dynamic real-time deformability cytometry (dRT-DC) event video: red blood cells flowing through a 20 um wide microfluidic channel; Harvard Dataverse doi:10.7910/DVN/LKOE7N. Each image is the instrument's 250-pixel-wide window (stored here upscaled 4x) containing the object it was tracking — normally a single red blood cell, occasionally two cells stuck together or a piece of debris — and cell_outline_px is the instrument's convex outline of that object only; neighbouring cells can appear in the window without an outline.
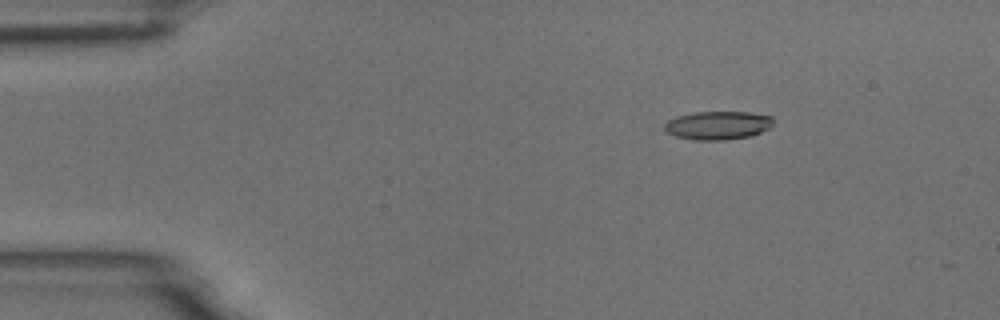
{"species": "common noctule bat (a hibernating species)", "species_latin": "Nyctalus noctula", "temperature_condition": "room temperature", "stored_images_in_passage": 7, "camera_frame_rate_fps": 3000, "um_per_image_px": 0.085, "animal": {"sex": "male", "body_mass_g": 18.8}, "frame": {"image": 1, "passage_image": 1, "time_ms": 0.0, "image_size_px": [1000, 320], "cell_outline_px": [[772, 124], [768, 128], [752, 136], [724, 140], [696, 140], [676, 136], [668, 132], [664, 128], [664, 124], [668, 120], [676, 116], [692, 112], [748, 112], [772, 116]], "centroid_in_image_um": [61.0, 10.65], "position_along_channel_um": 24.0, "area_um2": 17.98}}
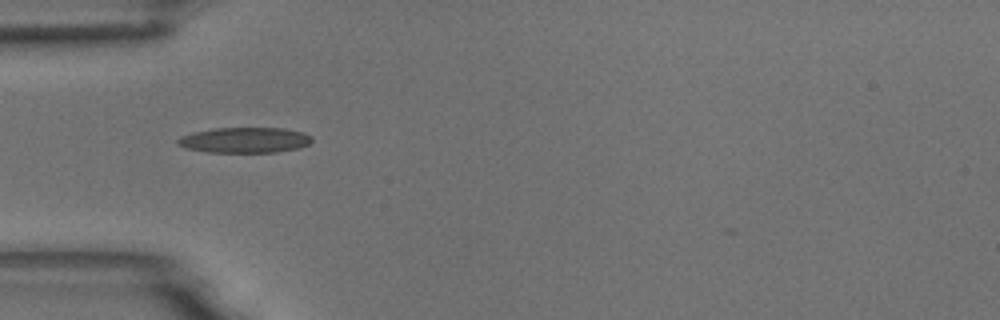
{"frame": {"image": 2, "passage_image": 3, "time_ms": 0.667, "image_size_px": [1000, 320], "cell_outline_px": [[312, 140], [308, 144], [300, 148], [276, 152], [208, 152], [188, 148], [176, 144], [176, 140], [180, 136], [192, 132], [216, 128], [284, 128], [300, 132], [312, 136]], "centroid_in_image_um": [20.79, 11.9], "position_along_channel_um": 64.2, "area_um2": 19.88}}